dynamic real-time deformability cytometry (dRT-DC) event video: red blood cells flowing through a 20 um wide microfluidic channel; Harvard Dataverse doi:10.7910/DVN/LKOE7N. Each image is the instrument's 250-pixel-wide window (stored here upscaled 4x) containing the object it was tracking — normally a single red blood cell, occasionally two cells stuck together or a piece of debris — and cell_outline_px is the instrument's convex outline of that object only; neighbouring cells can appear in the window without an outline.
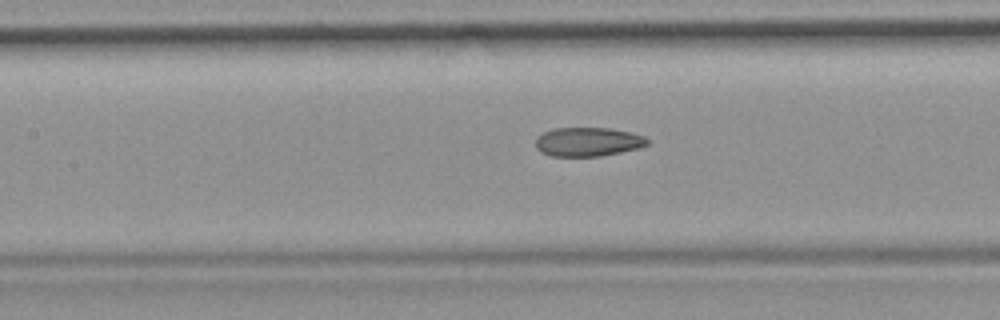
{"species": "common noctule bat (a hibernating species)", "species_latin": "Nyctalus noctula", "temperature_condition": "room temperature", "stored_images_in_passage": 49, "camera_frame_rate_fps": 3000, "um_per_image_px": 0.085, "animal": {"sex": "female", "body_mass_g": 19.9}, "frame": {"image": 1, "passage_image": 22, "time_ms": 7.0, "image_size_px": [1000, 320], "cell_outline_px": [[648, 144], [640, 148], [600, 156], [552, 156], [540, 152], [536, 148], [536, 140], [544, 132], [552, 128], [608, 128], [632, 132], [644, 136], [648, 140]], "centroid_in_image_um": [49.99, 12.05], "position_along_channel_um": 157.4, "area_um2": 18.84}}